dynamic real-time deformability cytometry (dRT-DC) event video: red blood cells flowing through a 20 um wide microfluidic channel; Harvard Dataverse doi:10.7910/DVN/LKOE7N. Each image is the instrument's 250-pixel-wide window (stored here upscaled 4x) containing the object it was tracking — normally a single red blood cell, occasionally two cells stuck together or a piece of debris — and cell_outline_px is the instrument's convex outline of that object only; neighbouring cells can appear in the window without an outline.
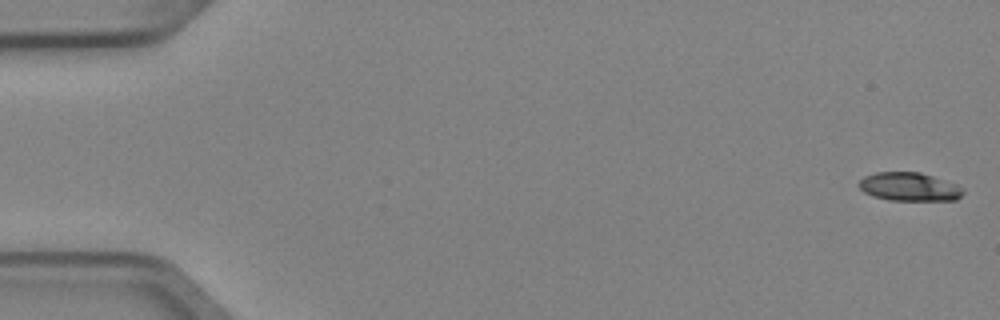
{"species": "Egyptian fruit bat (a non-hibernating species)", "species_latin": "Rousettus aegyptiacus", "temperature_condition": "cold", "stored_images_in_passage": 5, "camera_frame_rate_fps": 3000, "um_per_image_px": 0.085, "animal": {"sex": "female"}, "frame": {"image": 1, "passage_image": 1, "time_ms": 0.0, "image_size_px": [1000, 320], "cell_outline_px": [[964, 192], [956, 200], [888, 200], [872, 196], [864, 192], [860, 188], [860, 180], [864, 176], [876, 172], [920, 172], [956, 184], [964, 188]], "centroid_in_image_um": [77.29, 15.88], "position_along_channel_um": 7.7, "area_um2": 17.22}}
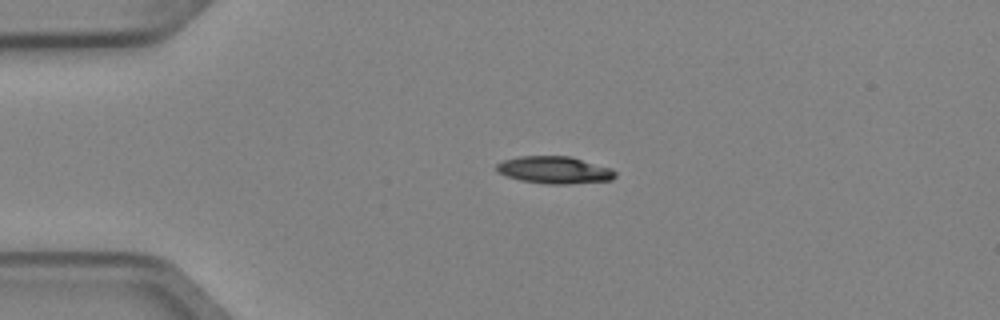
{"frame": {"image": 2, "passage_image": 4, "time_ms": 1.0, "image_size_px": [1000, 320], "cell_outline_px": [[616, 176], [612, 180], [568, 184], [548, 184], [520, 180], [504, 176], [496, 172], [496, 164], [504, 160], [520, 156], [572, 156], [612, 168], [616, 172]], "centroid_in_image_um": [47.13, 14.45], "position_along_channel_um": 37.9, "area_um2": 19.07}}